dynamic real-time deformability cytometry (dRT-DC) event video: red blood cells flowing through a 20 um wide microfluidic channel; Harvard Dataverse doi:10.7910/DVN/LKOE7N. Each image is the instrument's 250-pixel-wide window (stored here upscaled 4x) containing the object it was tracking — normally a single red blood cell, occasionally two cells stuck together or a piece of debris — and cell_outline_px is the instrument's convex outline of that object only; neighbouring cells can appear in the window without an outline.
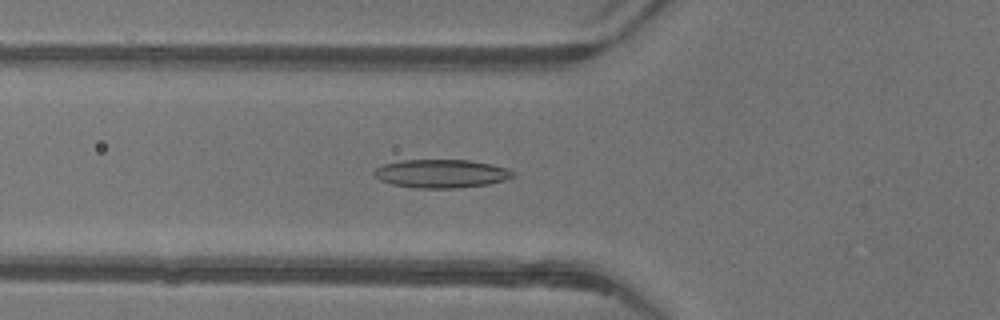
{"species": "common noctule bat (a hibernating species)", "species_latin": "Nyctalus noctula", "temperature_condition": "warm", "stored_images_in_passage": 36, "camera_frame_rate_fps": 3000, "um_per_image_px": 0.085, "animal": {"sex": "female"}, "frame": {"image": 1, "passage_image": 5, "time_ms": 1.333, "image_size_px": [1000, 320], "cell_outline_px": [[516, 176], [504, 180], [488, 184], [460, 188], [416, 188], [392, 184], [380, 180], [372, 172], [376, 168], [384, 164], [400, 160], [468, 160], [492, 164], [516, 172]], "centroid_in_image_um": [37.52, 14.76], "position_along_channel_um": 88.3, "area_um2": 23.0}}
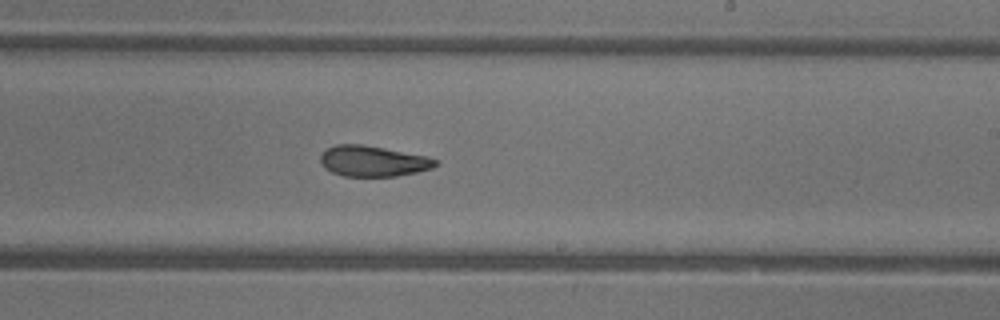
{"frame": {"image": 2, "passage_image": 17, "time_ms": 5.333, "image_size_px": [1000, 320], "cell_outline_px": [[440, 160], [432, 168], [416, 172], [396, 176], [344, 176], [332, 172], [324, 168], [320, 160], [320, 156], [328, 148], [336, 144], [364, 144], [428, 156]], "centroid_in_image_um": [31.72, 13.69], "position_along_channel_um": 257.3, "area_um2": 20.63}}
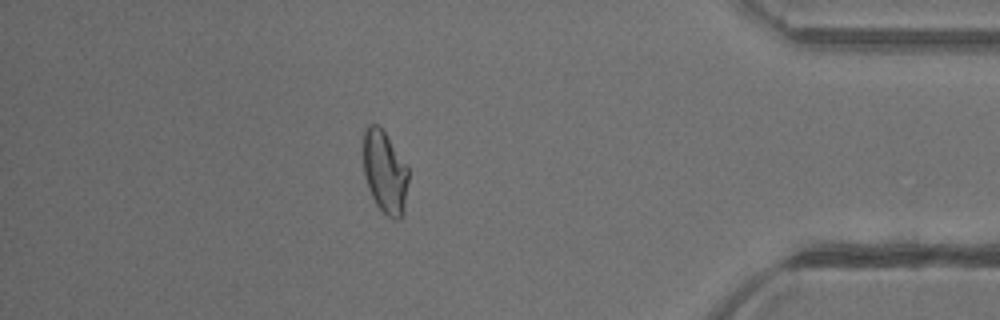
{"frame": {"image": 3, "passage_image": 30, "time_ms": 9.667, "image_size_px": [1000, 320], "cell_outline_px": [[408, 180], [404, 208], [400, 220], [392, 220], [376, 204], [368, 188], [364, 176], [360, 144], [364, 128], [368, 124], [376, 124], [384, 132], [408, 164]], "centroid_in_image_um": [32.66, 14.57], "position_along_channel_um": 402.5, "area_um2": 22.43}, "authors_computed_cell_mechanics": {"area_um2": 21.6461, "velocity_mm_per_s": 4.2141, "shape_relaxation_time_tau1_ms": 6.2644, "shape_relaxation_time_tau2_ms": 2.3533, "deformation_change_tau1": 0.1981, "deformation_change_tau2": 0.0981}}